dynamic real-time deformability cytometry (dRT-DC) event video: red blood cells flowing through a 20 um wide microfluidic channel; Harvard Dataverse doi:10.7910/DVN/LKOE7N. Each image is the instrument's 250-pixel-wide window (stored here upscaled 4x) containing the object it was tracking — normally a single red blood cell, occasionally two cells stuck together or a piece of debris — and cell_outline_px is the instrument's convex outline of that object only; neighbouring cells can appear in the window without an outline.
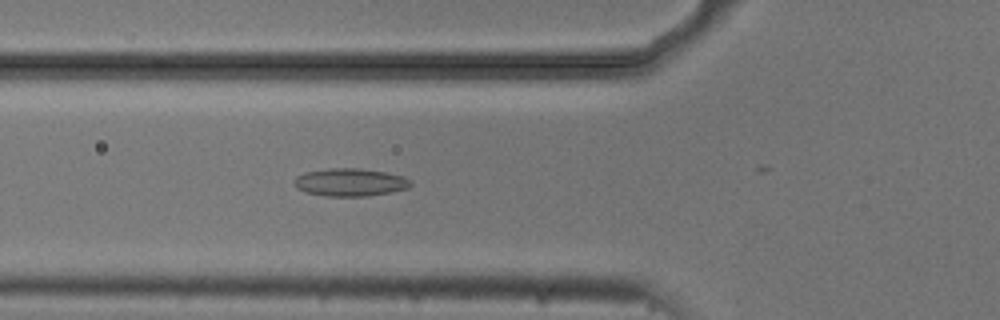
{"species": "common noctule bat (a hibernating species)", "species_latin": "Nyctalus noctula", "temperature_condition": "cold", "stored_images_in_passage": 5, "camera_frame_rate_fps": 3000, "um_per_image_px": 0.085, "animal": {"sex": "male", "body_mass_g": 20.5, "forearm_length_mm": 52.5}, "frame": {"image": 1, "passage_image": 5, "time_ms": 1.333, "image_size_px": [1000, 320], "cell_outline_px": [[412, 184], [408, 188], [392, 192], [368, 196], [328, 196], [304, 192], [296, 188], [296, 176], [304, 172], [328, 168], [360, 168], [384, 172], [404, 176], [412, 180]], "centroid_in_image_um": [29.79, 15.49], "position_along_channel_um": 96.0, "area_um2": 18.96}}